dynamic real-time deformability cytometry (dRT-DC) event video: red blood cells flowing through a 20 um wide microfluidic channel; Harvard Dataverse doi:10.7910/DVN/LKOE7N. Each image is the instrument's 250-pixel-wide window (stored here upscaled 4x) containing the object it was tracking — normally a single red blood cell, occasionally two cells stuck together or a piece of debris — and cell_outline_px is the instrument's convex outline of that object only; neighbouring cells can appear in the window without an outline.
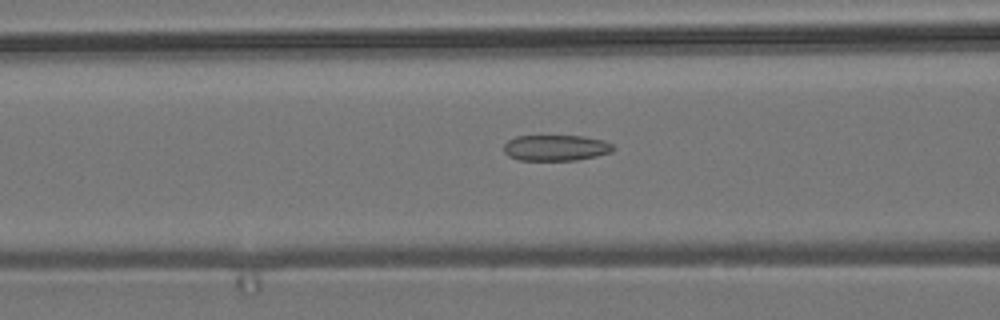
{"species": "common noctule bat (a hibernating species)", "species_latin": "Nyctalus noctula", "temperature_condition": "room temperature", "stored_images_in_passage": 42, "camera_frame_rate_fps": 3000, "um_per_image_px": 0.085, "animal": {"sex": "male", "body_mass_g": 19.2, "forearm_length_mm": 51.8}, "frame": {"image": 1, "passage_image": 11, "time_ms": 3.333, "image_size_px": [1000, 320], "cell_outline_px": [[616, 148], [612, 152], [596, 156], [576, 160], [520, 160], [508, 156], [504, 152], [504, 144], [508, 140], [516, 136], [584, 136], [604, 140], [612, 144]], "centroid_in_image_um": [47.26, 12.56], "position_along_channel_um": 119.3, "area_um2": 16.59}}
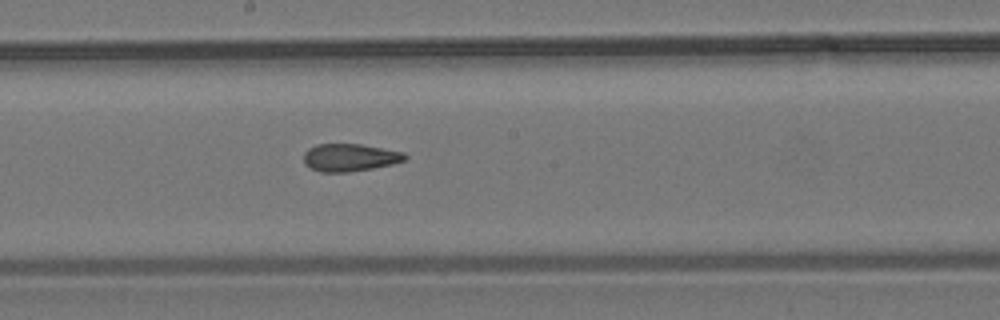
{"frame": {"image": 2, "passage_image": 19, "time_ms": 6.0, "image_size_px": [1000, 320], "cell_outline_px": [[408, 156], [404, 160], [392, 164], [372, 168], [348, 172], [320, 172], [304, 164], [304, 152], [308, 148], [316, 144], [360, 144], [404, 152]], "centroid_in_image_um": [29.71, 13.38], "position_along_channel_um": 218.5, "area_um2": 16.24}}
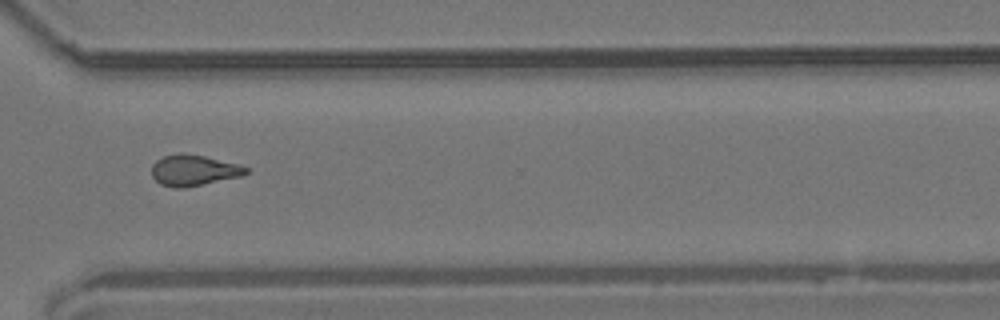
{"frame": {"image": 3, "passage_image": 30, "time_ms": 9.667, "image_size_px": [1000, 320], "cell_outline_px": [[248, 172], [240, 176], [184, 188], [176, 188], [160, 184], [152, 176], [152, 164], [156, 160], [164, 156], [180, 152], [184, 152], [204, 156], [240, 164], [248, 168]], "centroid_in_image_um": [16.44, 14.46], "position_along_channel_um": 354.2, "area_um2": 16.99}, "authors_computed_cell_mechanics": {"area_um2": 16.6175, "velocity_mm_per_s": 3.7054, "shape_relaxation_time_tau1_ms": null, "shape_relaxation_time_tau2_ms": 2.2789, "deformation_change_tau1": null, "deformation_change_tau2": 0.0973}}